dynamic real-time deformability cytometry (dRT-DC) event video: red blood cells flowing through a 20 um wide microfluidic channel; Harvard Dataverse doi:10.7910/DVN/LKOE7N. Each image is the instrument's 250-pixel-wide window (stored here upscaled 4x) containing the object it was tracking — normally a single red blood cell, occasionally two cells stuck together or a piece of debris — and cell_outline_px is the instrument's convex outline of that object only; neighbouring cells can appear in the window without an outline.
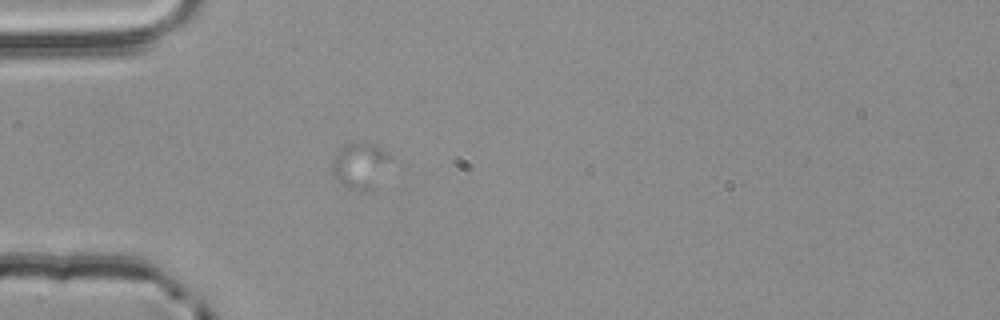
{"species": "common noctule bat (a hibernating species)", "species_latin": "Nyctalus noctula", "temperature_condition": "room temperature", "stored_images_in_passage": 3, "camera_frame_rate_fps": 3000, "um_per_image_px": 0.085, "animal": {"sex": "male", "body_mass_g": 20.4}, "frame": {"image": 1, "passage_image": 3, "time_ms": 0.667, "image_size_px": [1000, 320], "cell_outline_px": [[388, 156], [372, 188], [348, 188], [340, 184], [332, 172], [332, 164], [340, 148], [348, 144], [372, 144], [384, 152]], "centroid_in_image_um": [30.47, 14.06], "position_along_channel_um": 54.5, "area_um2": 13.81}}